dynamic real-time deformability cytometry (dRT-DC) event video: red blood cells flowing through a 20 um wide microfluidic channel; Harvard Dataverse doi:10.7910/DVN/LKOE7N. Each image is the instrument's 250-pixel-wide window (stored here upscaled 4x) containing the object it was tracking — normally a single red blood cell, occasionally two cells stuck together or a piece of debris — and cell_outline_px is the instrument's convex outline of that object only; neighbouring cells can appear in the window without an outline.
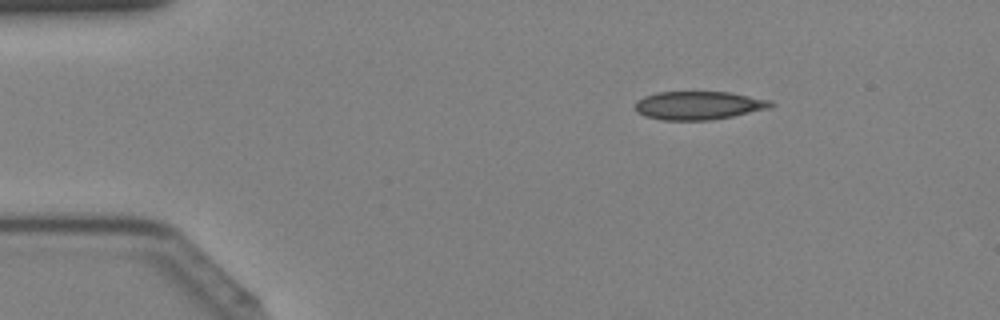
{"species": "Egyptian fruit bat (a non-hibernating species)", "species_latin": "Rousettus aegyptiacus", "temperature_condition": "cold", "stored_images_in_passage": 42, "camera_frame_rate_fps": 3000, "um_per_image_px": 0.085, "animal": {"sex": "female"}, "frame": {"image": 1, "passage_image": 7, "time_ms": 2.0, "image_size_px": [1000, 320], "cell_outline_px": [[776, 104], [772, 108], [712, 120], [664, 120], [644, 116], [636, 112], [636, 100], [644, 96], [656, 92], [728, 92], [772, 100]], "centroid_in_image_um": [59.41, 8.96], "position_along_channel_um": 25.6, "area_um2": 22.6}}
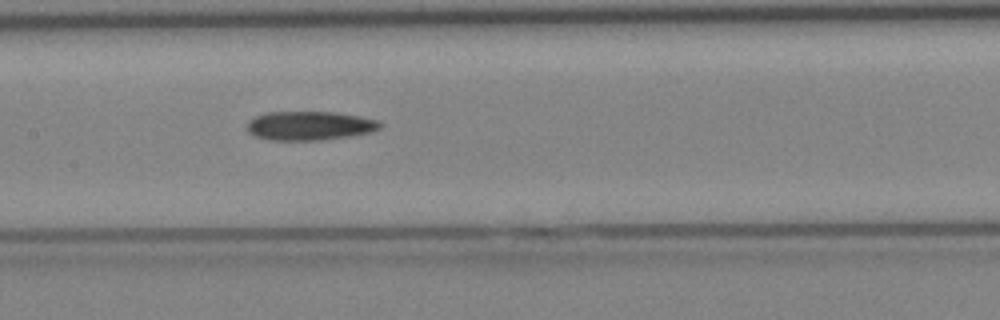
{"frame": {"image": 2, "passage_image": 21, "time_ms": 6.667, "image_size_px": [1000, 320], "cell_outline_px": [[384, 124], [380, 128], [372, 132], [348, 136], [320, 140], [268, 140], [256, 136], [248, 132], [248, 120], [264, 112], [336, 112], [360, 116], [380, 120]], "centroid_in_image_um": [26.35, 10.68], "position_along_channel_um": 181.1, "area_um2": 22.6}}
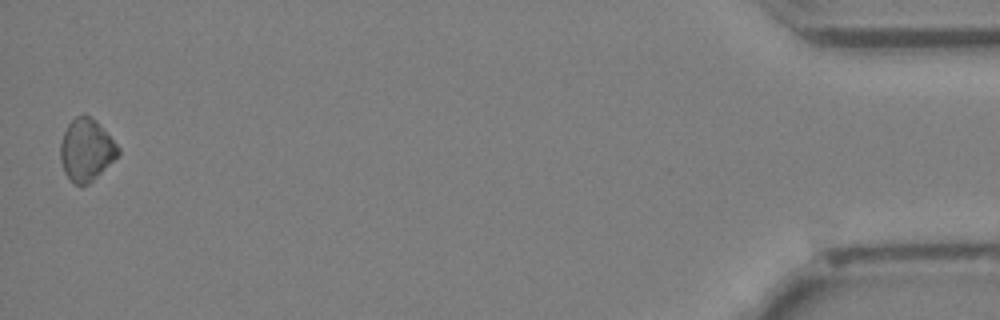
{"frame": {"image": 3, "passage_image": 42, "time_ms": 13.667, "image_size_px": [1000, 320], "cell_outline_px": [[120, 156], [88, 184], [76, 184], [64, 172], [60, 160], [60, 144], [64, 132], [68, 124], [76, 116], [84, 112], [96, 120], [120, 148]], "centroid_in_image_um": [7.35, 12.71], "position_along_channel_um": 427.8, "area_um2": 20.98}}